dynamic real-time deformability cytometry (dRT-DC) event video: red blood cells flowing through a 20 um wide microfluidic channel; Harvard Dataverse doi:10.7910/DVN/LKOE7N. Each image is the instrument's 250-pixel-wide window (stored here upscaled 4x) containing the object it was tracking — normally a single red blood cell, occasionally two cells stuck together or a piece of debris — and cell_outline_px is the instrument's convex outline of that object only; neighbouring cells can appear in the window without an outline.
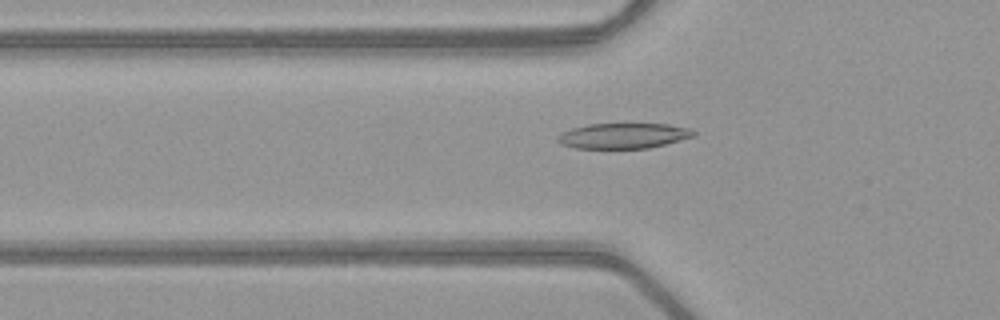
{"species": "common noctule bat (a hibernating species)", "species_latin": "Nyctalus noctula", "temperature_condition": "warm", "stored_images_in_passage": 52, "camera_frame_rate_fps": 3000, "um_per_image_px": 0.085, "animal": {"sex": "female", "body_mass_g": 21.9}, "frame": {"image": 1, "passage_image": 19, "time_ms": 6.0, "image_size_px": [1000, 320], "cell_outline_px": [[696, 136], [648, 148], [576, 148], [560, 144], [556, 140], [556, 136], [560, 132], [572, 128], [588, 124], [668, 124], [692, 128], [696, 132]], "centroid_in_image_um": [52.97, 11.53], "position_along_channel_um": 72.8, "area_um2": 20.23}}
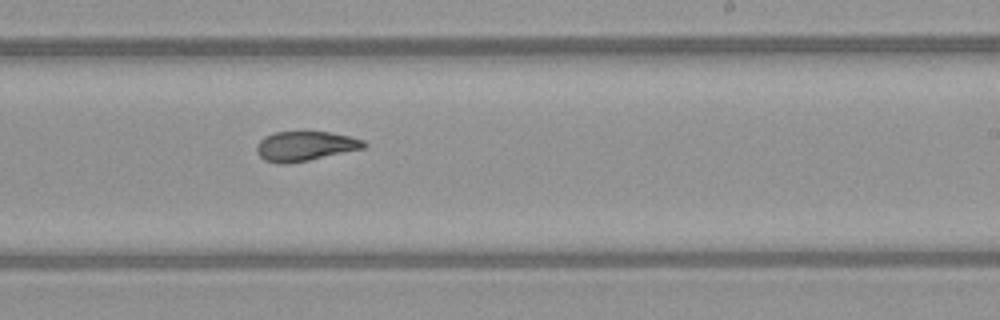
{"frame": {"image": 2, "passage_image": 33, "time_ms": 10.667, "image_size_px": [1000, 320], "cell_outline_px": [[368, 144], [364, 148], [308, 160], [284, 164], [280, 164], [264, 160], [256, 152], [256, 144], [264, 136], [276, 132], [328, 132], [348, 136], [364, 140]], "centroid_in_image_um": [25.91, 12.42], "position_along_channel_um": 263.1, "area_um2": 18.38}}
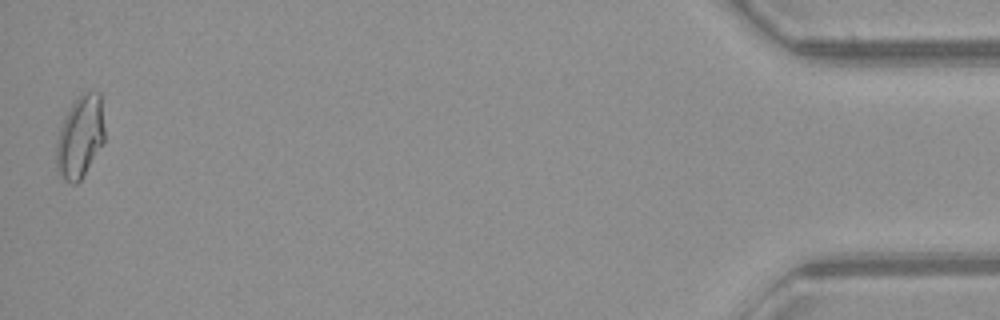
{"frame": {"image": 3, "passage_image": 52, "time_ms": 17.0, "image_size_px": [1000, 320], "cell_outline_px": [[104, 140], [80, 180], [76, 184], [72, 184], [64, 180], [60, 176], [56, 168], [56, 140], [64, 116], [72, 104], [84, 92], [100, 92], [104, 128]], "centroid_in_image_um": [6.78, 11.64], "position_along_channel_um": 428.4, "area_um2": 22.89}, "authors_computed_cell_mechanics": {"area_um2": 19.7965, "velocity_mm_per_s": 4.0476, "shape_relaxation_time_tau1_ms": null, "shape_relaxation_time_tau2_ms": 1.261, "deformation_change_tau1": null, "deformation_change_tau2": 0.0541}}